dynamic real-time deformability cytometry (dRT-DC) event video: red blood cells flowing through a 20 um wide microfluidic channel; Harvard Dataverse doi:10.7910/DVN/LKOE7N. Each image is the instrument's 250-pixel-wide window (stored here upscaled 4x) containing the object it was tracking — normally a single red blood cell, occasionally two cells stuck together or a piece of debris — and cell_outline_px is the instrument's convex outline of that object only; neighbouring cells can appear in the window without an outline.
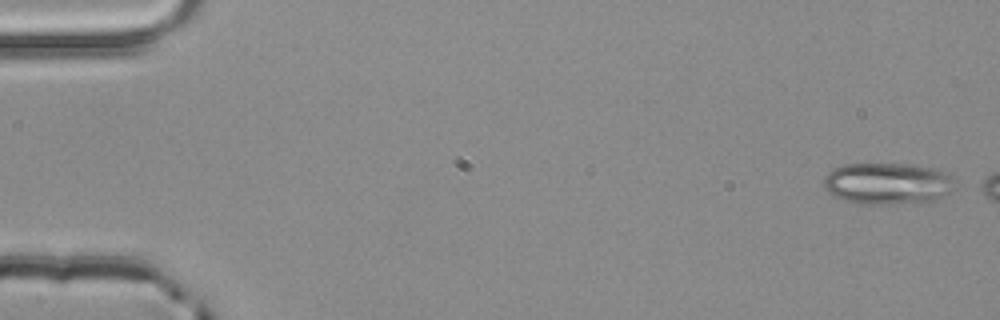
{"species": "common noctule bat (a hibernating species)", "species_latin": "Nyctalus noctula", "temperature_condition": "room temperature", "stored_images_in_passage": 3, "camera_frame_rate_fps": 3000, "um_per_image_px": 0.085, "animal": {"sex": "male", "body_mass_g": 20.4}, "frame": {"image": 1, "passage_image": 1, "time_ms": 0.0, "image_size_px": [1000, 320], "cell_outline_px": [[956, 188], [952, 192], [928, 204], [860, 204], [844, 200], [828, 192], [824, 188], [824, 176], [832, 168], [844, 164], [916, 164], [936, 168], [948, 172]], "centroid_in_image_um": [75.51, 15.61], "position_along_channel_um": 9.5, "area_um2": 32.77}}